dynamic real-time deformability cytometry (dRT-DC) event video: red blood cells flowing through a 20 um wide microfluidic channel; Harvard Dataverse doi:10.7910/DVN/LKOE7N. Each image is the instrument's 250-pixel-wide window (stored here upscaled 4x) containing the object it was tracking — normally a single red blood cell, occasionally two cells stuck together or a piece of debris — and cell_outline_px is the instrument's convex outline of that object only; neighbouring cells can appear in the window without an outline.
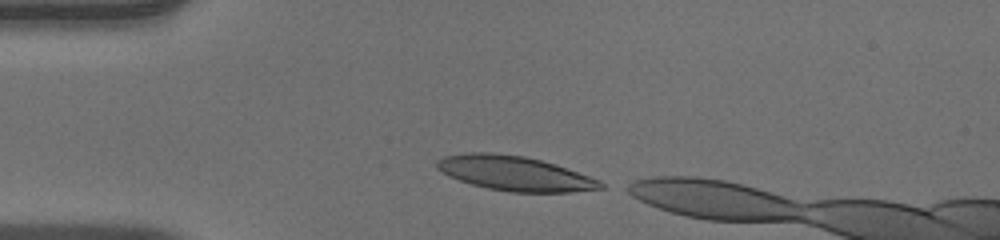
{"species": "human", "species_latin": "Homo sapiens", "temperature_condition": "warm", "stored_images_in_passage": 31, "camera_frame_rate_fps": 3000, "um_per_image_px": 0.085, "donor": {"sex": "male"}, "frame": {"image": 1, "passage_image": 1, "time_ms": 0.0, "image_size_px": [1000, 240], "cell_outline_px": [[604, 188], [568, 192], [508, 192], [488, 188], [472, 184], [448, 176], [436, 168], [436, 160], [444, 156], [468, 152], [492, 152], [524, 156], [540, 160], [600, 180], [604, 184]], "centroid_in_image_um": [43.69, 14.73], "position_along_channel_um": 41.3, "area_um2": 32.71}}
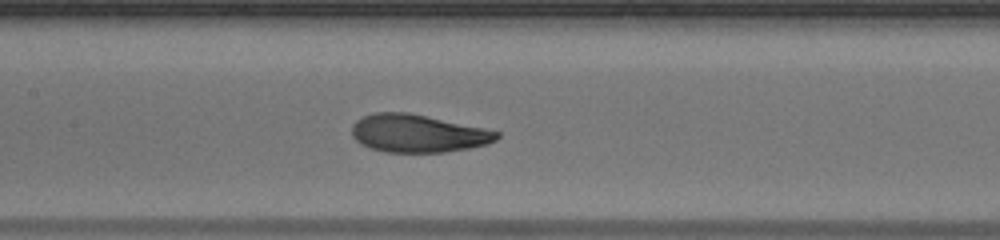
{"frame": {"image": 2, "passage_image": 13, "time_ms": 4.0, "image_size_px": [1000, 240], "cell_outline_px": [[500, 136], [496, 140], [488, 144], [468, 148], [444, 152], [384, 152], [360, 144], [352, 136], [352, 124], [356, 120], [372, 112], [408, 112], [484, 128], [500, 132]], "centroid_in_image_um": [35.5, 11.33], "position_along_channel_um": 171.9, "area_um2": 31.96}}
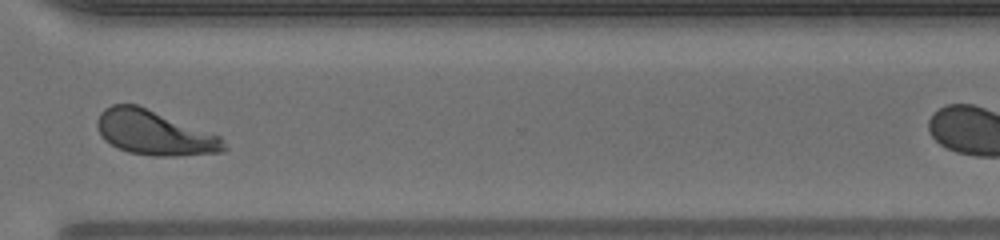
{"frame": {"image": 3, "passage_image": 27, "time_ms": 8.667, "image_size_px": [1000, 240], "cell_outline_px": [[228, 148], [224, 152], [176, 156], [156, 156], [128, 152], [104, 140], [96, 124], [96, 120], [100, 112], [104, 108], [112, 104], [136, 104], [220, 136]], "centroid_in_image_um": [13.12, 11.29], "position_along_channel_um": 357.5, "area_um2": 32.66}}